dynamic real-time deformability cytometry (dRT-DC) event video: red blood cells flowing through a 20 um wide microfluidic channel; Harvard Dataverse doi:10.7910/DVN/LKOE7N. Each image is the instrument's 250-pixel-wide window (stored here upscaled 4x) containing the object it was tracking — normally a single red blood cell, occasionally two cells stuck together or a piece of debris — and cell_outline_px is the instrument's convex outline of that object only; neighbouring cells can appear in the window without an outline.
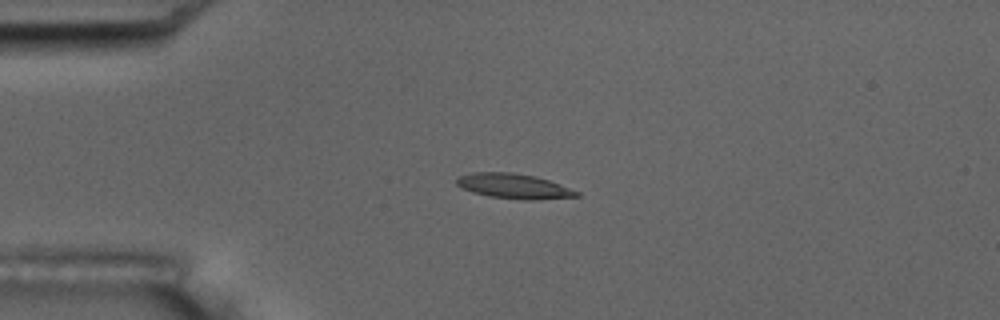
{"species": "common noctule bat (a hibernating species)", "species_latin": "Nyctalus noctula", "temperature_condition": "room temperature", "stored_images_in_passage": 6, "camera_frame_rate_fps": 3000, "um_per_image_px": 0.085, "animal": {"sex": "male", "body_mass_g": 17.5, "forearm_length_mm": 52.3}, "frame": {"image": 1, "passage_image": 5, "time_ms": 4.667, "image_size_px": [1000, 320], "cell_outline_px": [[580, 196], [532, 200], [524, 200], [488, 196], [472, 192], [460, 188], [456, 184], [456, 180], [460, 176], [472, 172], [512, 172], [536, 176], [560, 184], [580, 192]], "centroid_in_image_um": [43.66, 15.82], "position_along_channel_um": 41.3, "area_um2": 17.51}}